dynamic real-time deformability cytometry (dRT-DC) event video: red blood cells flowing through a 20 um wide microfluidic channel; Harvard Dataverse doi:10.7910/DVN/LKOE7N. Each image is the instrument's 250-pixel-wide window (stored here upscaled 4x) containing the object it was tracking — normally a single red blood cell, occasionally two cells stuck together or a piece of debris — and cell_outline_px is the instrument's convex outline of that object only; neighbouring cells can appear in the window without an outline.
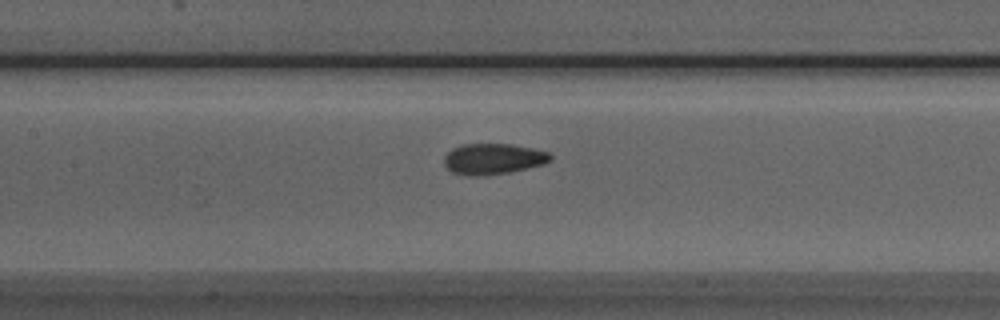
{"species": "Egyptian fruit bat (a non-hibernating species)", "species_latin": "Rousettus aegyptiacus", "temperature_condition": "room temperature", "stored_images_in_passage": 37, "camera_frame_rate_fps": 3000, "um_per_image_px": 0.085, "animal": {"sex": "male"}, "frame": {"image": 1, "passage_image": 12, "time_ms": 3.667, "image_size_px": [1000, 320], "cell_outline_px": [[552, 160], [544, 164], [508, 172], [484, 176], [452, 172], [444, 164], [444, 156], [452, 148], [460, 144], [512, 144], [532, 148], [548, 152], [552, 156]], "centroid_in_image_um": [41.93, 13.49], "position_along_channel_um": 165.5, "area_um2": 18.96}}
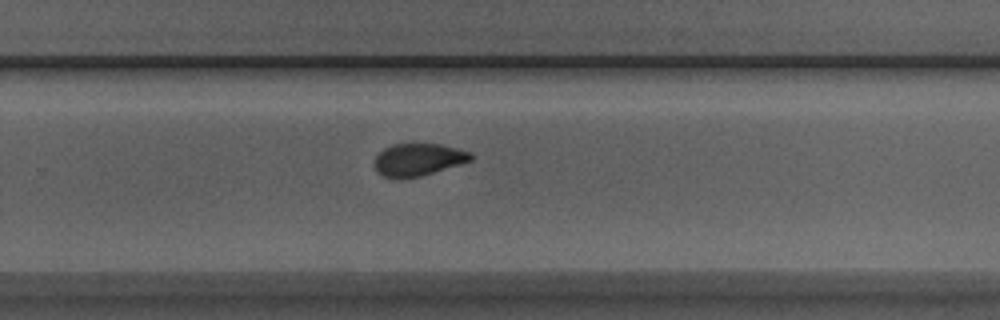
{"frame": {"image": 2, "passage_image": 22, "time_ms": 7.0, "image_size_px": [1000, 320], "cell_outline_px": [[472, 160], [460, 164], [420, 176], [384, 176], [376, 172], [376, 156], [384, 148], [392, 144], [440, 144], [472, 152]], "centroid_in_image_um": [35.58, 13.53], "position_along_channel_um": 294.2, "area_um2": 17.63}}
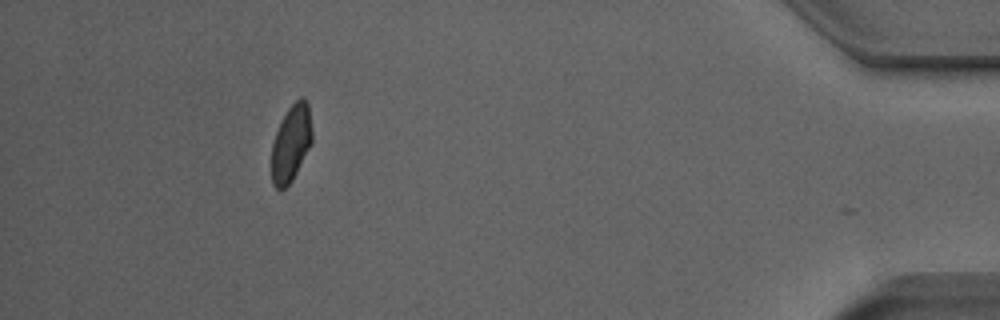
{"frame": {"image": 3, "passage_image": 36, "time_ms": 11.667, "image_size_px": [1000, 320], "cell_outline_px": [[312, 140], [292, 180], [284, 188], [276, 188], [272, 184], [272, 144], [276, 132], [288, 108], [300, 96], [304, 96], [308, 104], [312, 128]], "centroid_in_image_um": [24.74, 12.13], "position_along_channel_um": 410.5, "area_um2": 17.74}, "authors_computed_cell_mechanics": {"area_um2": 19.0162, "velocity_mm_per_s": 3.8825, "shape_relaxation_time_tau1_ms": null, "shape_relaxation_time_tau2_ms": 1.4798, "deformation_change_tau1": null, "deformation_change_tau2": 0.069}}